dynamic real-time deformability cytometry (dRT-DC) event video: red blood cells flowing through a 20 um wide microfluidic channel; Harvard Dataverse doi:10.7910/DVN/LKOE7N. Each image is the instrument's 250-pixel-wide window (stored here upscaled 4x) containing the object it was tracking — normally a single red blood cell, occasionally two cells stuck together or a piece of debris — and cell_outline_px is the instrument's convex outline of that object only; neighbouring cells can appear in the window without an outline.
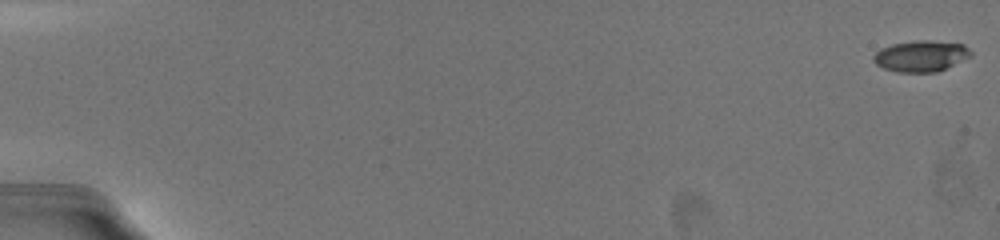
{"species": "common noctule bat (a hibernating species)", "species_latin": "Nyctalus noctula", "temperature_condition": "warm", "stored_images_in_passage": 51, "camera_frame_rate_fps": 3000, "um_per_image_px": 0.085, "animal": {"sex": "female", "body_mass_g": 19.5, "forearm_length_mm": 54.1}, "frame": {"image": 1, "passage_image": 1, "time_ms": 0.0, "image_size_px": [1000, 240], "cell_outline_px": [[972, 56], [936, 72], [900, 72], [884, 68], [876, 64], [872, 60], [872, 56], [880, 48], [892, 44], [916, 40], [928, 40], [964, 44], [972, 52]], "centroid_in_image_um": [78.27, 4.75], "position_along_channel_um": 6.7, "area_um2": 17.63}}
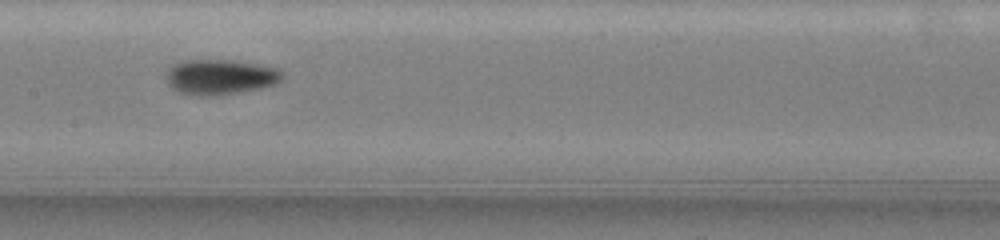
{"frame": {"image": 2, "passage_image": 33, "time_ms": 10.333, "image_size_px": [1000, 240], "cell_outline_px": [[284, 76], [280, 80], [272, 84], [260, 88], [216, 96], [196, 96], [180, 92], [172, 88], [168, 84], [168, 68], [172, 64], [180, 60], [236, 60], [276, 68]], "centroid_in_image_um": [18.67, 6.53], "position_along_channel_um": 188.7, "area_um2": 23.7}}
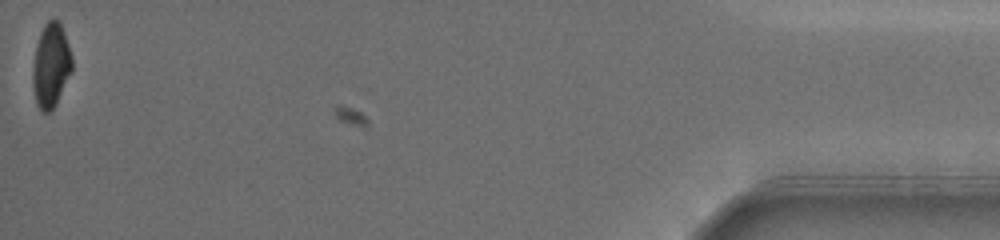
{"frame": {"image": 3, "passage_image": 51, "time_ms": 19.333, "image_size_px": [1000, 240], "cell_outline_px": [[72, 72], [56, 104], [48, 112], [44, 112], [40, 108], [36, 100], [32, 84], [32, 72], [36, 48], [40, 32], [44, 24], [52, 16], [60, 24], [72, 56]], "centroid_in_image_um": [4.33, 5.55], "position_along_channel_um": 430.9, "area_um2": 19.02}, "authors_computed_cell_mechanics": {"area_um2": 18.8428, "velocity_mm_per_s": 3.664, "shape_relaxation_time_tau1_ms": 4.0764, "shape_relaxation_time_tau2_ms": 1.7916, "deformation_change_tau1": 0.1725, "deformation_change_tau2": 0.0571}}